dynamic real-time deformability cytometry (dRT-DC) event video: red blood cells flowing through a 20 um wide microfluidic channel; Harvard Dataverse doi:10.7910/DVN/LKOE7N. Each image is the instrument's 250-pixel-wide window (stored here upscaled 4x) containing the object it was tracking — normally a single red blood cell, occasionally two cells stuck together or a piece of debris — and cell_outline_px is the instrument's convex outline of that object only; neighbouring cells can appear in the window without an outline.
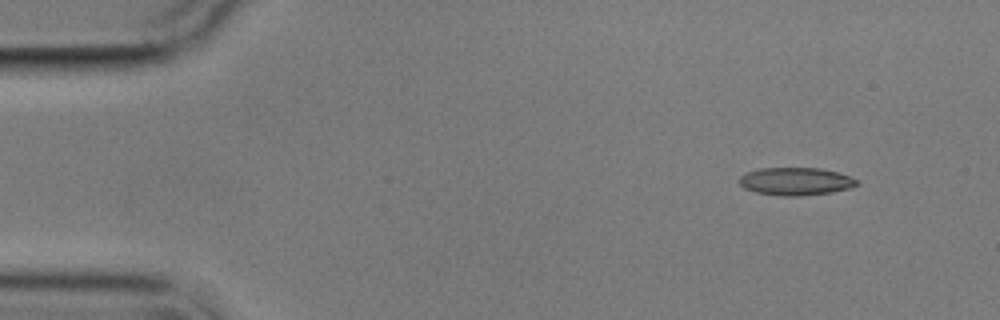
{"species": "common noctule bat (a hibernating species)", "species_latin": "Nyctalus noctula", "temperature_condition": "cold", "stored_images_in_passage": 4, "camera_frame_rate_fps": 3000, "um_per_image_px": 0.085, "animal": {"sex": "male", "body_mass_g": 17.9}, "frame": {"image": 1, "passage_image": 1, "time_ms": 0.0, "image_size_px": [1000, 320], "cell_outline_px": [[860, 184], [852, 188], [832, 192], [800, 196], [780, 196], [756, 192], [744, 188], [736, 180], [744, 172], [760, 168], [820, 168], [836, 172], [860, 180]], "centroid_in_image_um": [67.62, 15.42], "position_along_channel_um": 17.4, "area_um2": 19.31}}
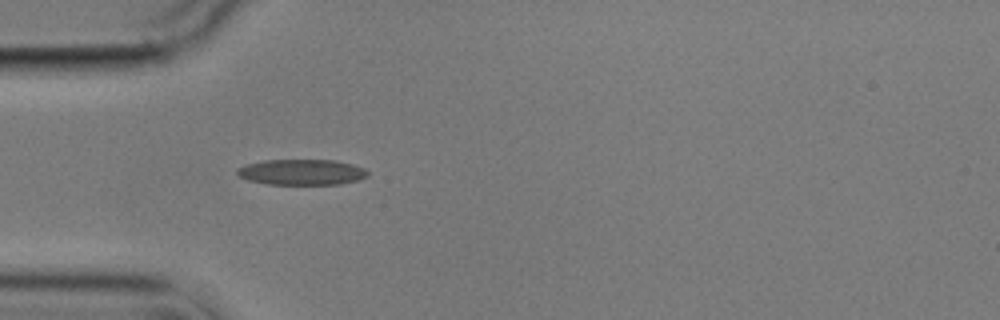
{"frame": {"image": 2, "passage_image": 4, "time_ms": 3.667, "image_size_px": [1000, 320], "cell_outline_px": [[368, 176], [360, 180], [340, 184], [264, 184], [248, 180], [240, 176], [236, 172], [236, 168], [244, 164], [264, 160], [336, 160], [352, 164], [364, 168], [368, 172]], "centroid_in_image_um": [25.63, 14.63], "position_along_channel_um": 59.4, "area_um2": 19.71}}